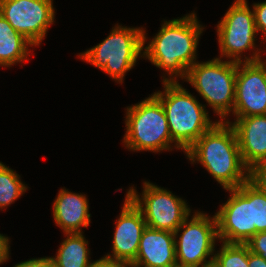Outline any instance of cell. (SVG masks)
I'll return each instance as SVG.
<instances>
[{
	"label": "cell",
	"mask_w": 266,
	"mask_h": 267,
	"mask_svg": "<svg viewBox=\"0 0 266 267\" xmlns=\"http://www.w3.org/2000/svg\"><path fill=\"white\" fill-rule=\"evenodd\" d=\"M186 154L193 162L199 161L226 190L249 179L250 170L242 161L236 132L228 121L215 122Z\"/></svg>",
	"instance_id": "obj_1"
},
{
	"label": "cell",
	"mask_w": 266,
	"mask_h": 267,
	"mask_svg": "<svg viewBox=\"0 0 266 267\" xmlns=\"http://www.w3.org/2000/svg\"><path fill=\"white\" fill-rule=\"evenodd\" d=\"M202 30L195 13L165 21L156 37L143 48V55L169 74H179L185 79L188 69L195 63L198 38Z\"/></svg>",
	"instance_id": "obj_2"
},
{
	"label": "cell",
	"mask_w": 266,
	"mask_h": 267,
	"mask_svg": "<svg viewBox=\"0 0 266 267\" xmlns=\"http://www.w3.org/2000/svg\"><path fill=\"white\" fill-rule=\"evenodd\" d=\"M165 92L153 95L161 102L168 121L172 142L185 152L215 123L204 106L173 78L163 81Z\"/></svg>",
	"instance_id": "obj_3"
},
{
	"label": "cell",
	"mask_w": 266,
	"mask_h": 267,
	"mask_svg": "<svg viewBox=\"0 0 266 267\" xmlns=\"http://www.w3.org/2000/svg\"><path fill=\"white\" fill-rule=\"evenodd\" d=\"M145 40L144 30L117 25L103 42L80 56L121 83L143 51Z\"/></svg>",
	"instance_id": "obj_4"
},
{
	"label": "cell",
	"mask_w": 266,
	"mask_h": 267,
	"mask_svg": "<svg viewBox=\"0 0 266 267\" xmlns=\"http://www.w3.org/2000/svg\"><path fill=\"white\" fill-rule=\"evenodd\" d=\"M127 109L126 147L136 151L169 150L172 138L167 117L161 102L154 95Z\"/></svg>",
	"instance_id": "obj_5"
},
{
	"label": "cell",
	"mask_w": 266,
	"mask_h": 267,
	"mask_svg": "<svg viewBox=\"0 0 266 267\" xmlns=\"http://www.w3.org/2000/svg\"><path fill=\"white\" fill-rule=\"evenodd\" d=\"M237 62L215 58L195 62L187 71V81L221 118L234 109Z\"/></svg>",
	"instance_id": "obj_6"
},
{
	"label": "cell",
	"mask_w": 266,
	"mask_h": 267,
	"mask_svg": "<svg viewBox=\"0 0 266 267\" xmlns=\"http://www.w3.org/2000/svg\"><path fill=\"white\" fill-rule=\"evenodd\" d=\"M143 188L142 198L134 188H130L126 196L142 212L147 226L175 232L190 215L185 201L149 182H145Z\"/></svg>",
	"instance_id": "obj_7"
},
{
	"label": "cell",
	"mask_w": 266,
	"mask_h": 267,
	"mask_svg": "<svg viewBox=\"0 0 266 267\" xmlns=\"http://www.w3.org/2000/svg\"><path fill=\"white\" fill-rule=\"evenodd\" d=\"M212 219V220H211ZM207 217L206 214L197 212L192 220L188 218L174 232L175 237L181 228L184 230L175 240L177 267H204L213 264L212 255L215 239L218 238L216 217Z\"/></svg>",
	"instance_id": "obj_8"
},
{
	"label": "cell",
	"mask_w": 266,
	"mask_h": 267,
	"mask_svg": "<svg viewBox=\"0 0 266 267\" xmlns=\"http://www.w3.org/2000/svg\"><path fill=\"white\" fill-rule=\"evenodd\" d=\"M259 55L255 52L251 59L245 57V63H237L233 109L237 118L266 114V62Z\"/></svg>",
	"instance_id": "obj_9"
},
{
	"label": "cell",
	"mask_w": 266,
	"mask_h": 267,
	"mask_svg": "<svg viewBox=\"0 0 266 267\" xmlns=\"http://www.w3.org/2000/svg\"><path fill=\"white\" fill-rule=\"evenodd\" d=\"M52 0H0V14L33 45L45 37L54 21Z\"/></svg>",
	"instance_id": "obj_10"
},
{
	"label": "cell",
	"mask_w": 266,
	"mask_h": 267,
	"mask_svg": "<svg viewBox=\"0 0 266 267\" xmlns=\"http://www.w3.org/2000/svg\"><path fill=\"white\" fill-rule=\"evenodd\" d=\"M217 32L221 55L234 58L233 62H243L240 53L255 48L257 32L254 12L250 11L246 0L234 2L217 26Z\"/></svg>",
	"instance_id": "obj_11"
},
{
	"label": "cell",
	"mask_w": 266,
	"mask_h": 267,
	"mask_svg": "<svg viewBox=\"0 0 266 267\" xmlns=\"http://www.w3.org/2000/svg\"><path fill=\"white\" fill-rule=\"evenodd\" d=\"M229 191L231 197L215 214L218 238L226 243L246 244L252 237L250 179Z\"/></svg>",
	"instance_id": "obj_12"
},
{
	"label": "cell",
	"mask_w": 266,
	"mask_h": 267,
	"mask_svg": "<svg viewBox=\"0 0 266 267\" xmlns=\"http://www.w3.org/2000/svg\"><path fill=\"white\" fill-rule=\"evenodd\" d=\"M147 224L142 212L126 196L125 203L113 239V258L107 255L103 258L131 264L139 249L140 239Z\"/></svg>",
	"instance_id": "obj_13"
},
{
	"label": "cell",
	"mask_w": 266,
	"mask_h": 267,
	"mask_svg": "<svg viewBox=\"0 0 266 267\" xmlns=\"http://www.w3.org/2000/svg\"><path fill=\"white\" fill-rule=\"evenodd\" d=\"M174 232L146 227L132 267H177Z\"/></svg>",
	"instance_id": "obj_14"
},
{
	"label": "cell",
	"mask_w": 266,
	"mask_h": 267,
	"mask_svg": "<svg viewBox=\"0 0 266 267\" xmlns=\"http://www.w3.org/2000/svg\"><path fill=\"white\" fill-rule=\"evenodd\" d=\"M232 124L244 165L251 170L266 161V114L236 118Z\"/></svg>",
	"instance_id": "obj_15"
},
{
	"label": "cell",
	"mask_w": 266,
	"mask_h": 267,
	"mask_svg": "<svg viewBox=\"0 0 266 267\" xmlns=\"http://www.w3.org/2000/svg\"><path fill=\"white\" fill-rule=\"evenodd\" d=\"M88 209L84 195L61 189L53 204L54 220L65 233H81V226L90 224Z\"/></svg>",
	"instance_id": "obj_16"
},
{
	"label": "cell",
	"mask_w": 266,
	"mask_h": 267,
	"mask_svg": "<svg viewBox=\"0 0 266 267\" xmlns=\"http://www.w3.org/2000/svg\"><path fill=\"white\" fill-rule=\"evenodd\" d=\"M27 45L33 46L0 14V65L6 67L24 61L29 54Z\"/></svg>",
	"instance_id": "obj_17"
},
{
	"label": "cell",
	"mask_w": 266,
	"mask_h": 267,
	"mask_svg": "<svg viewBox=\"0 0 266 267\" xmlns=\"http://www.w3.org/2000/svg\"><path fill=\"white\" fill-rule=\"evenodd\" d=\"M67 238L58 249L56 258H52L55 267H91L88 261L90 253L86 241L81 233H66Z\"/></svg>",
	"instance_id": "obj_18"
},
{
	"label": "cell",
	"mask_w": 266,
	"mask_h": 267,
	"mask_svg": "<svg viewBox=\"0 0 266 267\" xmlns=\"http://www.w3.org/2000/svg\"><path fill=\"white\" fill-rule=\"evenodd\" d=\"M219 253L213 256L215 267H249L250 249L247 244L223 242Z\"/></svg>",
	"instance_id": "obj_19"
},
{
	"label": "cell",
	"mask_w": 266,
	"mask_h": 267,
	"mask_svg": "<svg viewBox=\"0 0 266 267\" xmlns=\"http://www.w3.org/2000/svg\"><path fill=\"white\" fill-rule=\"evenodd\" d=\"M26 189L19 176L0 162V208L13 203Z\"/></svg>",
	"instance_id": "obj_20"
},
{
	"label": "cell",
	"mask_w": 266,
	"mask_h": 267,
	"mask_svg": "<svg viewBox=\"0 0 266 267\" xmlns=\"http://www.w3.org/2000/svg\"><path fill=\"white\" fill-rule=\"evenodd\" d=\"M252 236L266 232V194L250 180Z\"/></svg>",
	"instance_id": "obj_21"
},
{
	"label": "cell",
	"mask_w": 266,
	"mask_h": 267,
	"mask_svg": "<svg viewBox=\"0 0 266 267\" xmlns=\"http://www.w3.org/2000/svg\"><path fill=\"white\" fill-rule=\"evenodd\" d=\"M250 251L266 259V232H258L246 243Z\"/></svg>",
	"instance_id": "obj_22"
},
{
	"label": "cell",
	"mask_w": 266,
	"mask_h": 267,
	"mask_svg": "<svg viewBox=\"0 0 266 267\" xmlns=\"http://www.w3.org/2000/svg\"><path fill=\"white\" fill-rule=\"evenodd\" d=\"M249 179L266 194V161L249 171Z\"/></svg>",
	"instance_id": "obj_23"
},
{
	"label": "cell",
	"mask_w": 266,
	"mask_h": 267,
	"mask_svg": "<svg viewBox=\"0 0 266 267\" xmlns=\"http://www.w3.org/2000/svg\"><path fill=\"white\" fill-rule=\"evenodd\" d=\"M253 12L257 32L260 30L266 34V2L254 4Z\"/></svg>",
	"instance_id": "obj_24"
},
{
	"label": "cell",
	"mask_w": 266,
	"mask_h": 267,
	"mask_svg": "<svg viewBox=\"0 0 266 267\" xmlns=\"http://www.w3.org/2000/svg\"><path fill=\"white\" fill-rule=\"evenodd\" d=\"M14 267H55L54 263L50 258L30 259L25 262L16 264Z\"/></svg>",
	"instance_id": "obj_25"
},
{
	"label": "cell",
	"mask_w": 266,
	"mask_h": 267,
	"mask_svg": "<svg viewBox=\"0 0 266 267\" xmlns=\"http://www.w3.org/2000/svg\"><path fill=\"white\" fill-rule=\"evenodd\" d=\"M91 267H132L129 263L120 261H111L105 258L93 262Z\"/></svg>",
	"instance_id": "obj_26"
},
{
	"label": "cell",
	"mask_w": 266,
	"mask_h": 267,
	"mask_svg": "<svg viewBox=\"0 0 266 267\" xmlns=\"http://www.w3.org/2000/svg\"><path fill=\"white\" fill-rule=\"evenodd\" d=\"M8 237L0 234V264L6 261L9 257Z\"/></svg>",
	"instance_id": "obj_27"
},
{
	"label": "cell",
	"mask_w": 266,
	"mask_h": 267,
	"mask_svg": "<svg viewBox=\"0 0 266 267\" xmlns=\"http://www.w3.org/2000/svg\"><path fill=\"white\" fill-rule=\"evenodd\" d=\"M249 267H266V259H263L259 255L249 252L248 258Z\"/></svg>",
	"instance_id": "obj_28"
},
{
	"label": "cell",
	"mask_w": 266,
	"mask_h": 267,
	"mask_svg": "<svg viewBox=\"0 0 266 267\" xmlns=\"http://www.w3.org/2000/svg\"><path fill=\"white\" fill-rule=\"evenodd\" d=\"M204 267H215L213 264H210L208 266H204Z\"/></svg>",
	"instance_id": "obj_29"
}]
</instances>
